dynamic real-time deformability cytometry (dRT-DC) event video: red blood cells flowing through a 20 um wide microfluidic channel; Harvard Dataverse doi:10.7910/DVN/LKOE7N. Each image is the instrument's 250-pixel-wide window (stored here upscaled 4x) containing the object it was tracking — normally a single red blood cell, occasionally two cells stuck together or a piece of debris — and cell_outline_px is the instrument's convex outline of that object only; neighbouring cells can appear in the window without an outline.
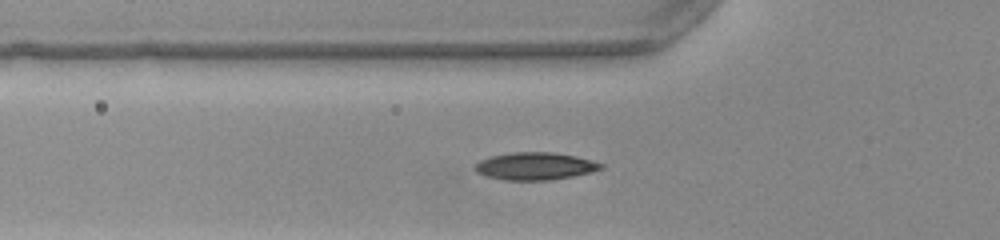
{"species": "common noctule bat (a hibernating species)", "species_latin": "Nyctalus noctula", "temperature_condition": "warm", "stored_images_in_passage": 38, "segment_of_instrument_passage": [1, 2], "camera_frame_rate_fps": 3000, "um_per_image_px": 0.085, "animal": {"sex": "female", "body_mass_g": 22.0, "forearm_length_mm": 56.7}, "frame": {"image": 1, "passage_image": 3, "time_ms": 0.667, "image_size_px": [1000, 240], "cell_outline_px": [[604, 168], [592, 172], [552, 180], [504, 180], [484, 176], [476, 172], [472, 168], [480, 160], [492, 156], [512, 152], [552, 152], [576, 156], [592, 160], [604, 164]], "centroid_in_image_um": [45.48, 14.12], "position_along_channel_um": 80.3, "area_um2": 20.35}}
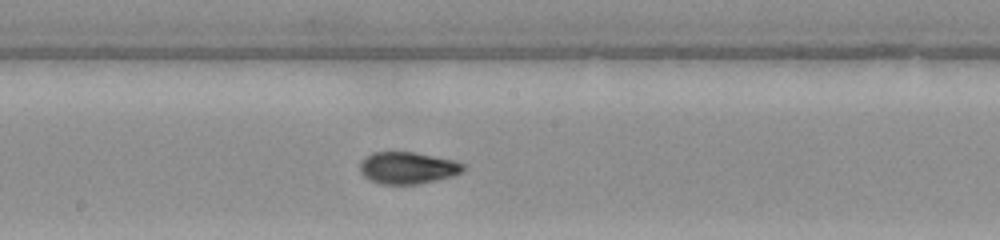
{"frame": {"image": 2, "passage_image": 13, "time_ms": 4.0, "image_size_px": [1000, 240], "cell_outline_px": [[464, 172], [452, 176], [416, 184], [380, 184], [368, 180], [360, 172], [360, 160], [364, 156], [372, 152], [416, 152], [452, 160], [464, 164]], "centroid_in_image_um": [34.6, 14.26], "position_along_channel_um": 213.6, "area_um2": 19.31}}
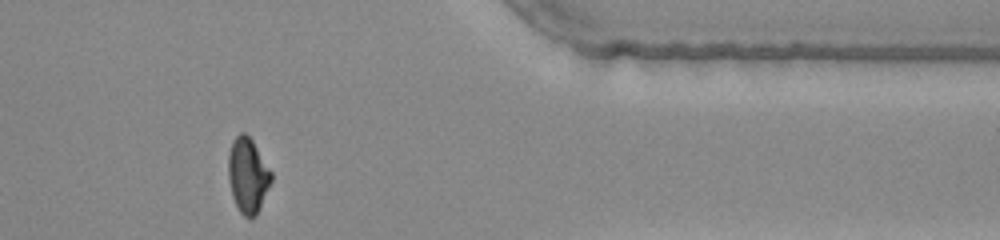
{"frame": {"image": 3, "passage_image": 28, "time_ms": 9.0, "image_size_px": [1000, 240], "cell_outline_px": [[272, 180], [256, 216], [252, 220], [244, 216], [240, 212], [232, 196], [228, 176], [228, 156], [232, 140], [240, 132], [244, 132], [252, 140], [272, 172]], "centroid_in_image_um": [21.06, 14.91], "position_along_channel_um": 390.3, "area_um2": 18.79}}